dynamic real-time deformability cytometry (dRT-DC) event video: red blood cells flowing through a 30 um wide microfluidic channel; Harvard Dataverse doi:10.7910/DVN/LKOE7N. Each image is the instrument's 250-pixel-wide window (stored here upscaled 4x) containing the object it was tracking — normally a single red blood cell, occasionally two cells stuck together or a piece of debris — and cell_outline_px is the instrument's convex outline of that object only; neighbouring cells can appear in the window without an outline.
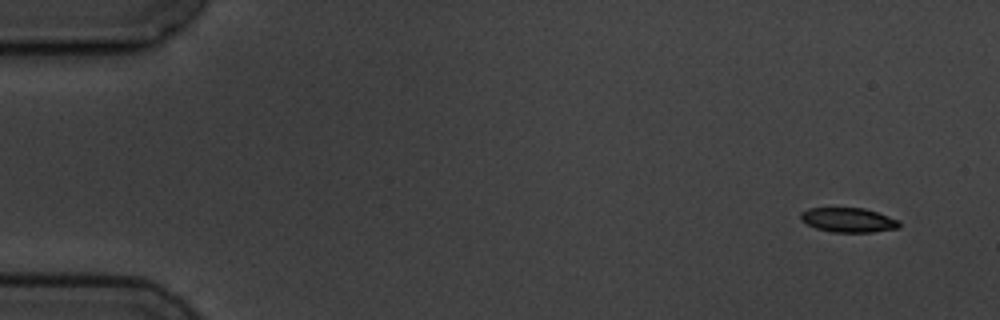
{"species": "common noctule bat (a hibernating species)", "species_latin": "Nyctalus noctula", "temperature_condition": "cold", "stored_images_in_passage": 4, "camera_frame_rate_fps": 3000, "um_per_image_px": 0.085, "animal": {"sex": "male", "body_mass_g": 19.5, "forearm_length_mm": 54.6}, "frame": {"image": 1, "passage_image": 1, "time_ms": 0.0, "image_size_px": [1000, 320], "cell_outline_px": [[900, 228], [872, 232], [832, 232], [816, 228], [800, 220], [800, 212], [808, 208], [864, 208], [900, 220]], "centroid_in_image_um": [72.11, 18.7], "position_along_channel_um": 12.9, "area_um2": 14.1}}
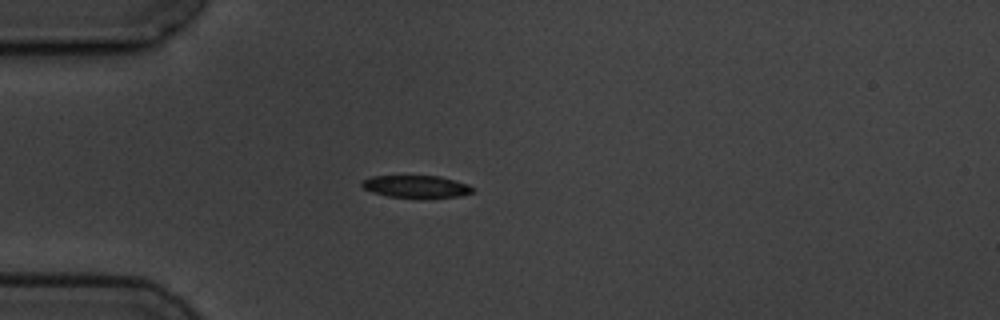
{"frame": {"image": 2, "passage_image": 4, "time_ms": 4.0, "image_size_px": [1000, 320], "cell_outline_px": [[476, 188], [472, 192], [460, 196], [420, 200], [388, 196], [372, 192], [364, 188], [360, 184], [360, 180], [372, 176], [440, 176], [468, 184]], "centroid_in_image_um": [35.39, 15.89], "position_along_channel_um": 49.6, "area_um2": 15.03}}